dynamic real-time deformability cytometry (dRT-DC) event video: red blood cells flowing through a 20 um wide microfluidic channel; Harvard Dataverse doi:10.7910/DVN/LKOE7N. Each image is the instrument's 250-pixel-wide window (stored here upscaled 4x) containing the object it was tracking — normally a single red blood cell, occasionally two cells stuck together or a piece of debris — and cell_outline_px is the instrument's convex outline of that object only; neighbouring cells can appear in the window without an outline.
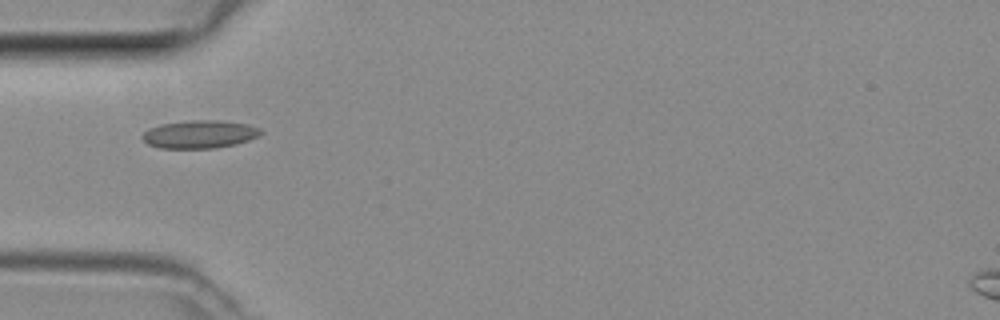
{"species": "common noctule bat (a hibernating species)", "species_latin": "Nyctalus noctula", "temperature_condition": "room temperature", "stored_images_in_passage": 7, "camera_frame_rate_fps": 3000, "um_per_image_px": 0.085, "animal": {"sex": "female", "body_mass_g": 29.2, "forearm_length_mm": 56.3}, "frame": {"image": 1, "passage_image": 5, "time_ms": 1.333, "image_size_px": [1000, 320], "cell_outline_px": [[264, 132], [260, 136], [236, 144], [216, 148], [160, 148], [148, 144], [140, 136], [148, 128], [160, 124], [192, 120], [220, 120], [248, 124], [260, 128]], "centroid_in_image_um": [16.99, 11.41], "position_along_channel_um": 68.0, "area_um2": 19.48}}
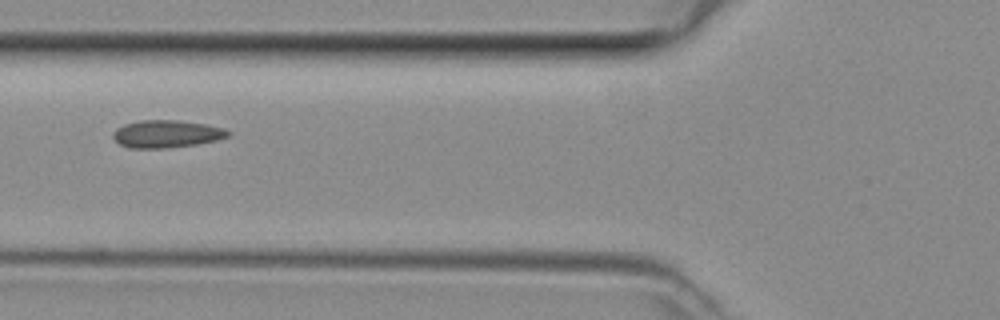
{"frame": {"image": 2, "passage_image": 6, "time_ms": 1.667, "image_size_px": [1000, 320], "cell_outline_px": [[232, 132], [228, 136], [216, 140], [196, 144], [168, 148], [128, 148], [120, 144], [112, 136], [112, 132], [116, 128], [124, 124], [140, 120], [176, 120], [204, 124], [224, 128]], "centroid_in_image_um": [14.13, 11.38], "position_along_channel_um": 111.7, "area_um2": 18.44}}
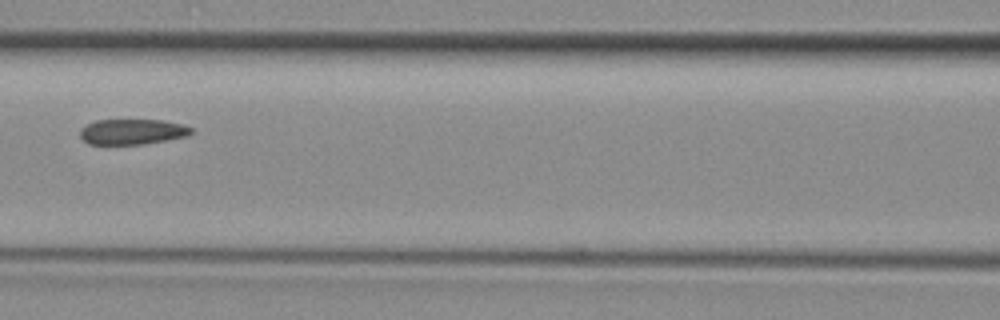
{"frame": {"image": 3, "passage_image": 7, "time_ms": 2.0, "image_size_px": [1000, 320], "cell_outline_px": [[192, 132], [184, 136], [144, 144], [88, 144], [80, 136], [80, 128], [96, 120], [164, 120], [184, 124], [192, 128]], "centroid_in_image_um": [11.22, 11.19], "position_along_channel_um": 155.4, "area_um2": 16.36}}